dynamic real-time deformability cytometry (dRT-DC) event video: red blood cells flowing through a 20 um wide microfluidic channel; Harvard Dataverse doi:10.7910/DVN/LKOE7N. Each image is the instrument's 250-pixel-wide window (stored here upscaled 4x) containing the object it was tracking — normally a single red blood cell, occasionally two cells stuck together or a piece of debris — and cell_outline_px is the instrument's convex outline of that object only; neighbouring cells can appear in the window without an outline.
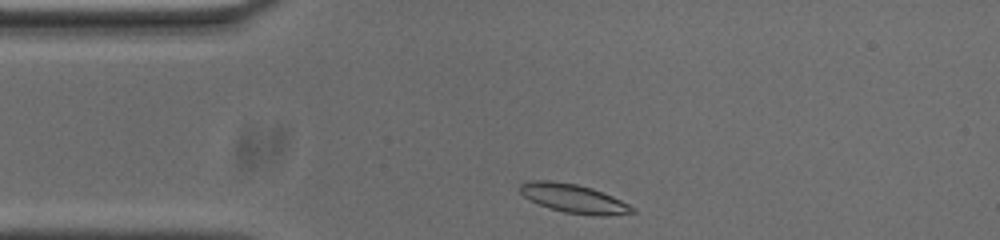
{"species": "common noctule bat (a hibernating species)", "species_latin": "Nyctalus noctula", "temperature_condition": "cold", "stored_images_in_passage": 33, "camera_frame_rate_fps": 3000, "um_per_image_px": 0.085, "animal": {"sex": "male", "body_mass_g": 20.0, "forearm_length_mm": 53.3}, "frame": {"image": 1, "passage_image": 1, "time_ms": 0.0, "image_size_px": [1000, 240], "cell_outline_px": [[636, 212], [604, 216], [592, 216], [564, 212], [548, 208], [524, 196], [520, 192], [520, 184], [528, 180], [548, 180], [576, 184], [592, 188], [612, 196], [636, 208]], "centroid_in_image_um": [48.77, 16.88], "position_along_channel_um": 36.2, "area_um2": 18.79}}
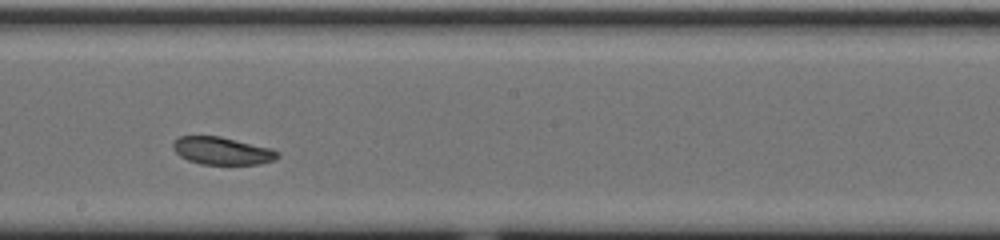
{"frame": {"image": 2, "passage_image": 19, "time_ms": 6.0, "image_size_px": [1000, 240], "cell_outline_px": [[280, 156], [276, 160], [260, 164], [200, 164], [188, 160], [180, 156], [172, 148], [172, 144], [180, 136], [220, 136], [268, 148], [280, 152]], "centroid_in_image_um": [18.88, 12.83], "position_along_channel_um": 229.3, "area_um2": 16.7}}
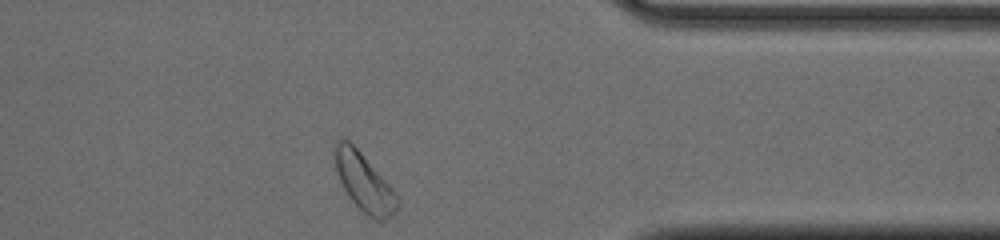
{"frame": {"image": 3, "passage_image": 33, "time_ms": 10.667, "image_size_px": [1000, 240], "cell_outline_px": [[400, 204], [396, 212], [388, 220], [380, 224], [368, 216], [348, 196], [340, 180], [336, 168], [336, 140], [348, 140], [360, 152], [392, 188], [400, 200]], "centroid_in_image_um": [31.02, 15.6], "position_along_channel_um": 380.4, "area_um2": 20.75}, "authors_computed_cell_mechanics": {"area_um2": 17.6868, "velocity_mm_per_s": 3.6253, "shape_relaxation_time_tau1_ms": 4.7468, "shape_relaxation_time_tau2_ms": 3.446, "deformation_change_tau1": 0.0775, "deformation_change_tau2": 0.0846}}